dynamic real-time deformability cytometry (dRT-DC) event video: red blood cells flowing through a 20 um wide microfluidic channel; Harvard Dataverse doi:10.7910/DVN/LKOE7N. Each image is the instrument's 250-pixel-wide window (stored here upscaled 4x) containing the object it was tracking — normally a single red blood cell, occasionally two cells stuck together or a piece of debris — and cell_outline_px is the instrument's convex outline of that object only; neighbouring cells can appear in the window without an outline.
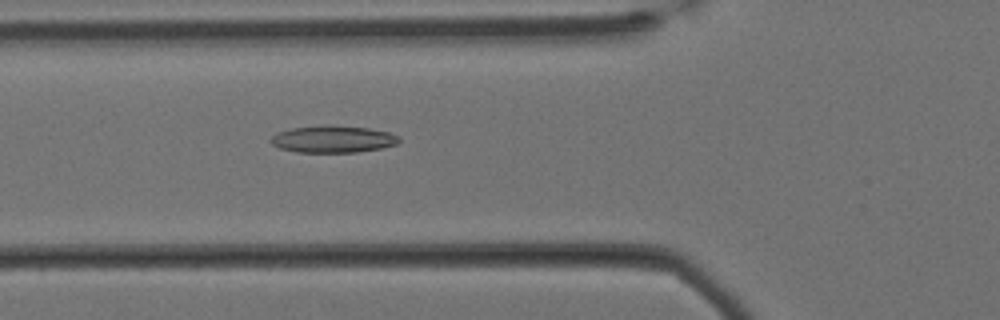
{"species": "Egyptian fruit bat (a non-hibernating species)", "species_latin": "Rousettus aegyptiacus", "temperature_condition": "cold", "stored_images_in_passage": 59, "camera_frame_rate_fps": 3000, "um_per_image_px": 0.085, "animal": {"sex": "female"}, "frame": {"image": 1, "passage_image": 21, "time_ms": 6.667, "image_size_px": [1000, 320], "cell_outline_px": [[400, 140], [396, 144], [380, 148], [356, 152], [296, 152], [280, 148], [272, 144], [268, 140], [276, 132], [292, 128], [328, 124], [368, 128], [388, 132], [400, 136]], "centroid_in_image_um": [28.27, 11.81], "position_along_channel_um": 97.5, "area_um2": 20.29}}
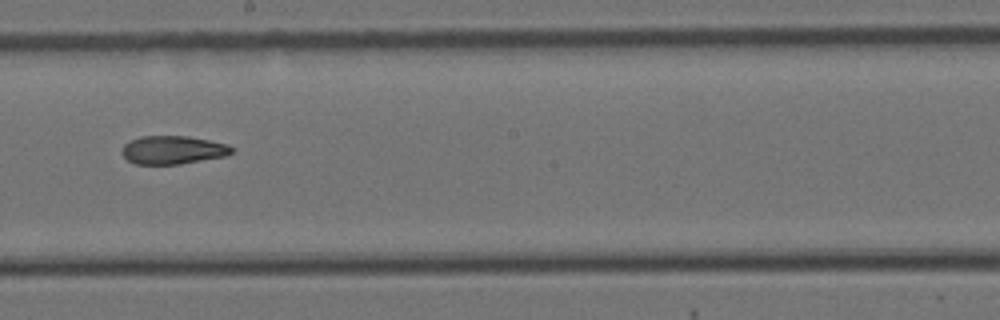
{"frame": {"image": 2, "passage_image": 33, "time_ms": 10.667, "image_size_px": [1000, 320], "cell_outline_px": [[236, 148], [232, 152], [224, 156], [180, 164], [136, 164], [128, 160], [120, 152], [124, 144], [128, 140], [140, 136], [188, 136], [228, 144]], "centroid_in_image_um": [14.67, 12.73], "position_along_channel_um": 233.5, "area_um2": 18.21}}
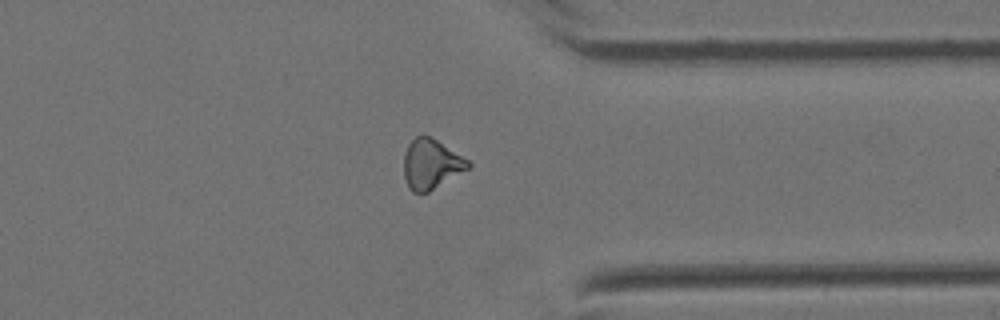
{"frame": {"image": 3, "passage_image": 46, "time_ms": 15.0, "image_size_px": [1000, 320], "cell_outline_px": [[472, 164], [468, 168], [428, 192], [412, 192], [408, 188], [404, 176], [404, 152], [408, 144], [416, 136], [424, 132], [468, 160]], "centroid_in_image_um": [36.6, 13.92], "position_along_channel_um": 374.8, "area_um2": 18.55}, "authors_computed_cell_mechanics": {"area_um2": 19.074, "velocity_mm_per_s": 3.388, "shape_relaxation_time_tau1_ms": null, "shape_relaxation_time_tau2_ms": 5.6956, "deformation_change_tau1": null, "deformation_change_tau2": 0.1395}}